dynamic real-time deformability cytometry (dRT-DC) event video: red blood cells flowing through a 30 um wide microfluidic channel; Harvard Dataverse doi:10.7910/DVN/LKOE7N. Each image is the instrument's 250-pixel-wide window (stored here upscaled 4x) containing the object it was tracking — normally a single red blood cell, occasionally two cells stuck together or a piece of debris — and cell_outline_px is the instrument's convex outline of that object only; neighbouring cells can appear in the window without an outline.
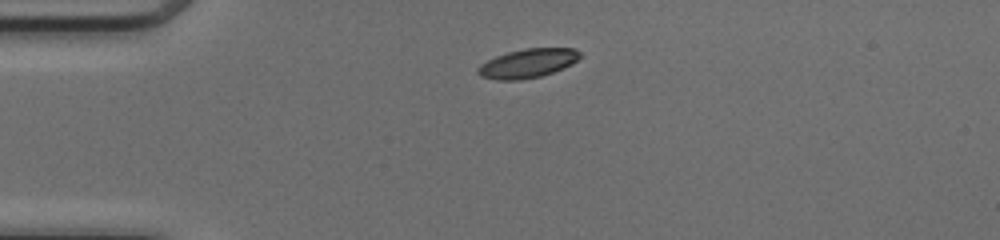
{"species": "common noctule bat (a hibernating species)", "species_latin": "Nyctalus noctula", "temperature_condition": "cold", "stored_images_in_passage": 39, "camera_frame_rate_fps": 3000, "um_per_image_px": 0.085, "animal": {"sex": "female", "body_mass_g": 17.0, "forearm_length_mm": 48.0}, "frame": {"image": 1, "passage_image": 1, "time_ms": 0.0, "image_size_px": [1000, 240], "cell_outline_px": [[580, 56], [572, 64], [552, 72], [540, 76], [520, 80], [496, 80], [480, 76], [476, 72], [480, 64], [496, 56], [508, 52], [528, 48], [572, 48], [580, 52]], "centroid_in_image_um": [44.82, 5.39], "position_along_channel_um": 40.2, "area_um2": 17.05}}
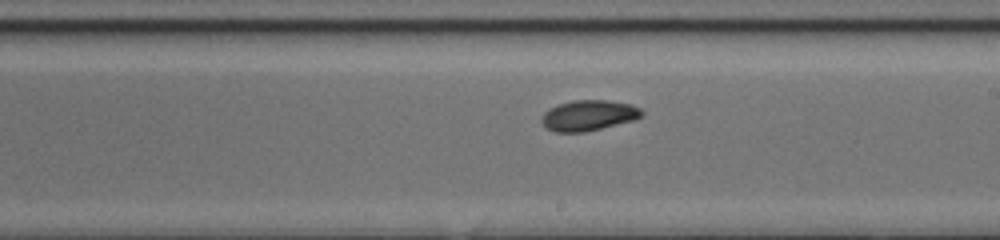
{"frame": {"image": 2, "passage_image": 18, "time_ms": 5.667, "image_size_px": [1000, 240], "cell_outline_px": [[644, 112], [636, 120], [584, 132], [556, 132], [544, 128], [540, 120], [544, 112], [548, 108], [572, 100], [608, 100], [628, 104], [640, 108]], "centroid_in_image_um": [49.99, 9.82], "position_along_channel_um": 239.0, "area_um2": 17.92}}
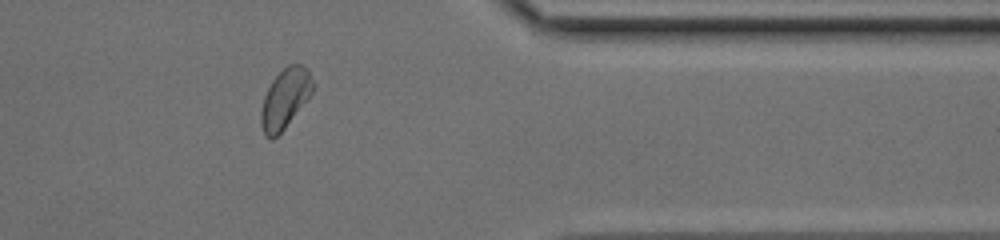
{"frame": {"image": 3, "passage_image": 30, "time_ms": 9.667, "image_size_px": [1000, 240], "cell_outline_px": [[312, 92], [284, 128], [272, 140], [264, 136], [260, 124], [260, 112], [264, 96], [272, 80], [288, 64], [300, 64], [308, 72], [312, 80]], "centroid_in_image_um": [24.17, 8.4], "position_along_channel_um": 387.2, "area_um2": 17.51}, "authors_computed_cell_mechanics": {"area_um2": 17.918, "velocity_mm_per_s": 4.1101, "shape_relaxation_time_tau1_ms": 2.2166, "shape_relaxation_time_tau2_ms": null, "deformation_change_tau1": 0.1058, "deformation_change_tau2": null}}